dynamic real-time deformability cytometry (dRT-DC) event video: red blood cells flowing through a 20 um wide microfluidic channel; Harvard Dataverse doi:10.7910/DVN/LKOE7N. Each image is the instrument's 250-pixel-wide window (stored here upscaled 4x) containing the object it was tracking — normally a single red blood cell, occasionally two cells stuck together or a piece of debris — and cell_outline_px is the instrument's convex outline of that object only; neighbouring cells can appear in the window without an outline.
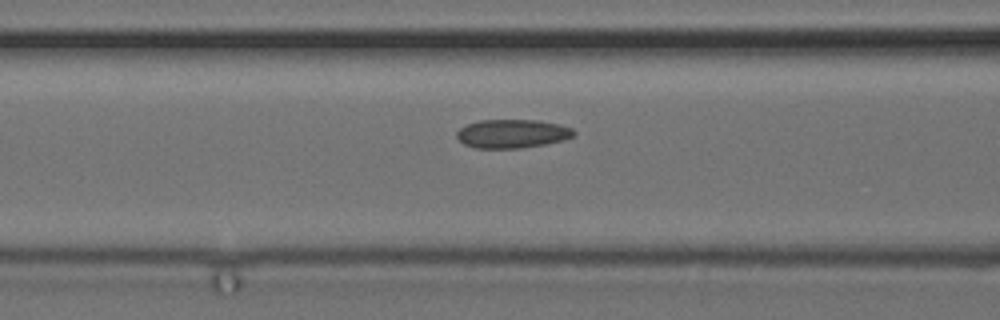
{"species": "common noctule bat (a hibernating species)", "species_latin": "Nyctalus noctula", "temperature_condition": "cold", "stored_images_in_passage": 15, "camera_frame_rate_fps": 3000, "um_per_image_px": 0.085, "animal": {"sex": "female", "body_mass_g": 24.6, "forearm_length_mm": 56.2}, "frame": {"image": 1, "passage_image": 13, "time_ms": 4.0, "image_size_px": [1000, 320], "cell_outline_px": [[576, 132], [572, 136], [564, 140], [544, 144], [520, 148], [476, 148], [464, 144], [456, 136], [456, 132], [460, 128], [468, 124], [480, 120], [540, 120], [560, 124], [572, 128]], "centroid_in_image_um": [43.55, 11.36], "position_along_channel_um": 123.1, "area_um2": 19.54}}